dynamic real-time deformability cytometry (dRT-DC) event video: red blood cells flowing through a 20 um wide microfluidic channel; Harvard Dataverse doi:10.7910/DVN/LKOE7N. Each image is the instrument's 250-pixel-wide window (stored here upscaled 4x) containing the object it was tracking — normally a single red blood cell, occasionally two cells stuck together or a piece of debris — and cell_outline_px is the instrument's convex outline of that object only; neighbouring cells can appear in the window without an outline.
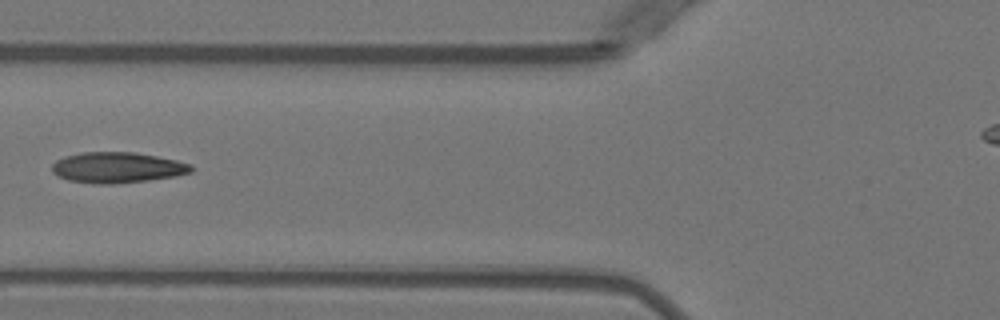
{"species": "Egyptian fruit bat (a non-hibernating species)", "species_latin": "Rousettus aegyptiacus", "temperature_condition": "warm", "stored_images_in_passage": 5, "camera_frame_rate_fps": 3000, "um_per_image_px": 0.085, "animal": {"sex": "female"}, "frame": {"image": 1, "passage_image": 5, "time_ms": 5.667, "image_size_px": [1000, 320], "cell_outline_px": [[192, 172], [176, 176], [148, 180], [112, 184], [92, 184], [68, 180], [52, 172], [52, 164], [56, 160], [64, 156], [84, 152], [136, 152], [176, 160], [192, 164]], "centroid_in_image_um": [9.97, 14.24], "position_along_channel_um": 115.8, "area_um2": 24.97}}